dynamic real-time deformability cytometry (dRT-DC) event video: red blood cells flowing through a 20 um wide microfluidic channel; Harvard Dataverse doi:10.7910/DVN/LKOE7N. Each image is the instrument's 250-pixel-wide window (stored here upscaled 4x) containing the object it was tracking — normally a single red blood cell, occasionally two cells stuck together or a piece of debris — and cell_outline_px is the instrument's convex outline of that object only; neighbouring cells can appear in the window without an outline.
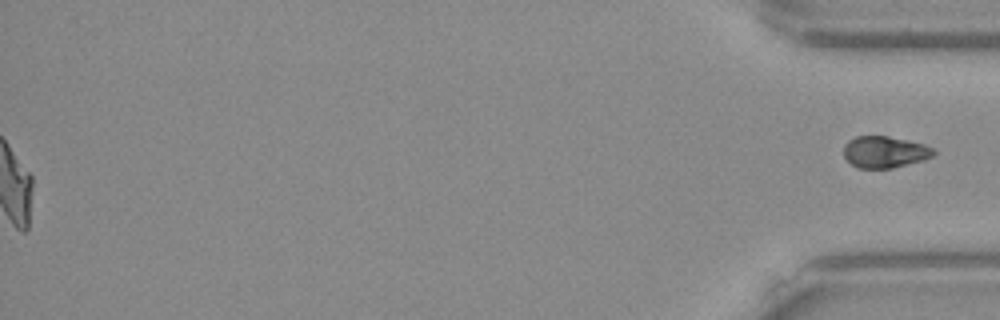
{"species": "Egyptian fruit bat (a non-hibernating species)", "species_latin": "Rousettus aegyptiacus", "temperature_condition": "warm", "stored_images_in_passage": 52, "segment_of_instrument_passage": [2, 2], "camera_frame_rate_fps": 3000, "um_per_image_px": 0.085, "frame": {"image": 1, "passage_image": 52, "time_ms": 17.0, "image_size_px": [1000, 320], "cell_outline_px": [[936, 152], [932, 156], [924, 160], [892, 168], [860, 168], [852, 164], [844, 156], [844, 144], [848, 140], [856, 136], [888, 136], [908, 140], [924, 144], [936, 148]], "centroid_in_image_um": [75.23, 12.91], "position_along_channel_um": 360.0, "area_um2": 16.65}}